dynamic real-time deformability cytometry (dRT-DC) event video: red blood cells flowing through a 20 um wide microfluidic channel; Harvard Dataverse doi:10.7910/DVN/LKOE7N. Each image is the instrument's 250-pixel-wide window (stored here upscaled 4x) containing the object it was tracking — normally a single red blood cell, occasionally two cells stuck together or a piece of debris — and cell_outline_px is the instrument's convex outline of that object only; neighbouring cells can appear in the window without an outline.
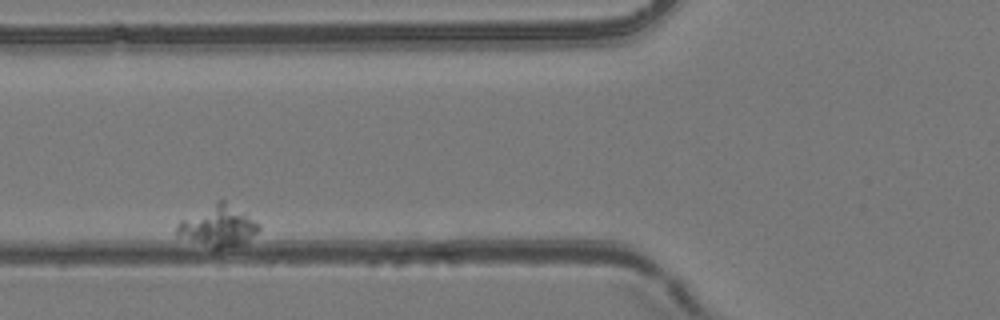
{"species": "common noctule bat (a hibernating species)", "species_latin": "Nyctalus noctula", "temperature_condition": "room temperature", "stored_images_in_passage": 8, "camera_frame_rate_fps": 3000, "um_per_image_px": 0.085, "animal": {"sex": "female", "body_mass_g": 24.6, "forearm_length_mm": 56.2}, "frame": {"image": 1, "passage_image": 5, "time_ms": 5.333, "image_size_px": [1000, 320], "cell_outline_px": [[260, 228], [248, 244], [220, 248], [212, 248], [176, 236], [176, 224], [180, 220], [220, 200], [224, 200], [260, 224]], "centroid_in_image_um": [18.54, 19.26], "position_along_channel_um": 107.3, "area_um2": 19.48}}
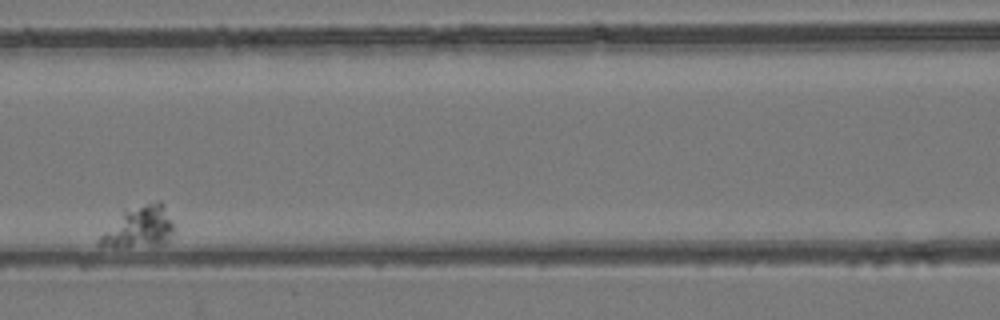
{"frame": {"image": 2, "passage_image": 7, "time_ms": 7.667, "image_size_px": [1000, 320], "cell_outline_px": [[172, 232], [168, 240], [164, 244], [100, 244], [100, 236], [124, 208], [160, 200], [164, 204], [172, 220]], "centroid_in_image_um": [11.9, 19.18], "position_along_channel_um": 154.7, "area_um2": 16.99}}